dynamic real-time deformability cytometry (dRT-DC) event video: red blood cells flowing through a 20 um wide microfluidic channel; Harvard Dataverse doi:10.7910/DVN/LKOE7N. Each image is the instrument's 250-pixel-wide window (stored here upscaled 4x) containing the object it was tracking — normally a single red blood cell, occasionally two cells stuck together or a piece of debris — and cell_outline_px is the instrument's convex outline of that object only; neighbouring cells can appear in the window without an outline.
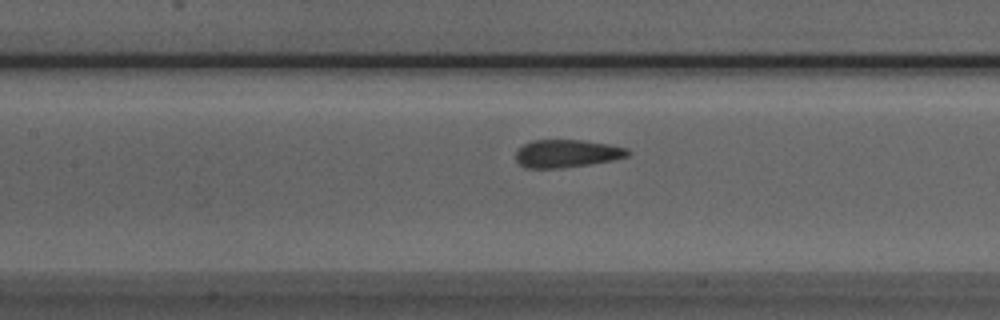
{"species": "Egyptian fruit bat (a non-hibernating species)", "species_latin": "Rousettus aegyptiacus", "temperature_condition": "room temperature", "stored_images_in_passage": 38, "camera_frame_rate_fps": 3000, "um_per_image_px": 0.085, "animal": {"sex": "male"}, "frame": {"image": 1, "passage_image": 19, "time_ms": 6.0, "image_size_px": [1000, 320], "cell_outline_px": [[632, 152], [628, 156], [612, 160], [588, 164], [560, 168], [528, 168], [520, 164], [516, 160], [516, 148], [532, 140], [580, 140], [608, 144], [628, 148]], "centroid_in_image_um": [48.17, 13.04], "position_along_channel_um": 159.2, "area_um2": 18.15}}
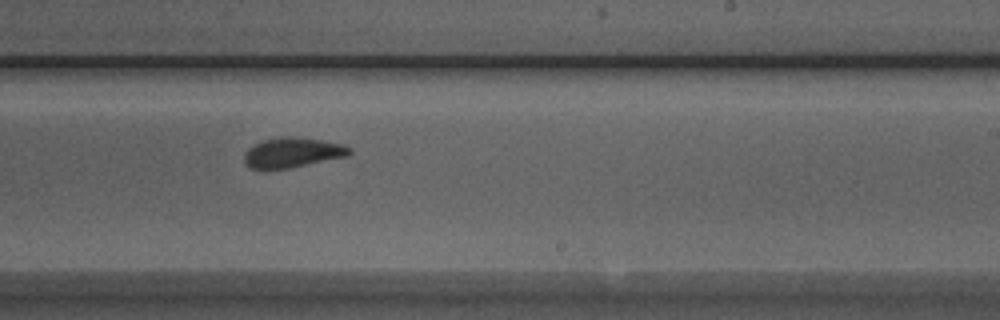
{"frame": {"image": 2, "passage_image": 27, "time_ms": 8.667, "image_size_px": [1000, 320], "cell_outline_px": [[352, 152], [348, 156], [292, 168], [264, 172], [248, 168], [244, 164], [244, 152], [248, 148], [260, 140], [284, 136], [292, 136], [320, 140], [344, 144], [352, 148]], "centroid_in_image_um": [24.79, 13.01], "position_along_channel_um": 264.2, "area_um2": 19.25}}
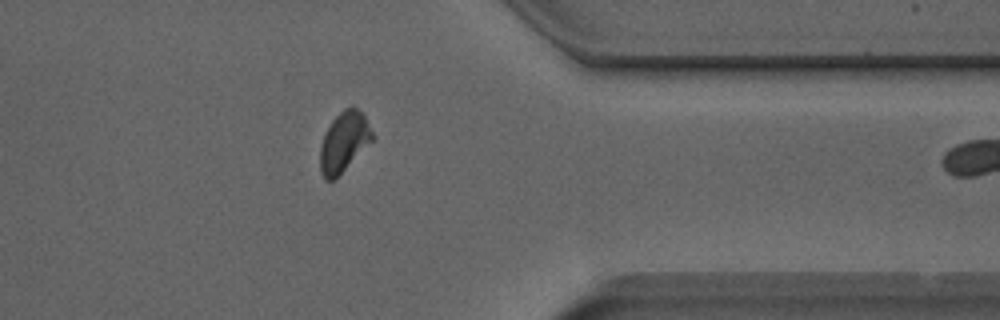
{"frame": {"image": 3, "passage_image": 37, "time_ms": 12.0, "image_size_px": [1000, 320], "cell_outline_px": [[376, 136], [332, 180], [324, 180], [320, 172], [320, 148], [324, 136], [332, 120], [344, 108], [352, 104], [364, 116]], "centroid_in_image_um": [29.23, 12.02], "position_along_channel_um": 382.2, "area_um2": 17.74}}